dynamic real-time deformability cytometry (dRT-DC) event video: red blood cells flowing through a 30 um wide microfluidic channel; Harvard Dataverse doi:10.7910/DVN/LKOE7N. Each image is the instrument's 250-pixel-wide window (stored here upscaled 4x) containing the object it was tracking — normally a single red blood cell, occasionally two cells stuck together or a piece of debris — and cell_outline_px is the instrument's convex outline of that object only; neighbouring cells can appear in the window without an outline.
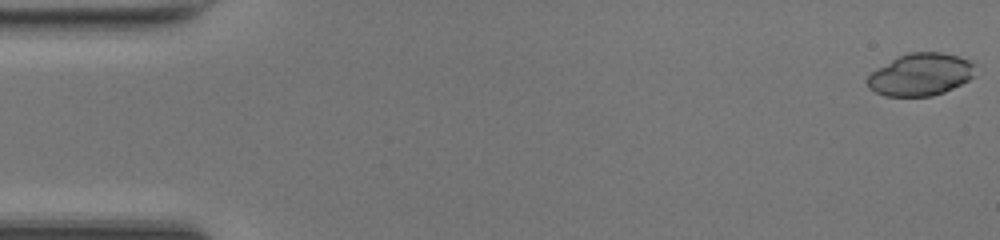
{"species": "common noctule bat (a hibernating species)", "species_latin": "Nyctalus noctula", "temperature_condition": "room temperature", "stored_images_in_passage": 49, "camera_frame_rate_fps": 3000, "um_per_image_px": 0.085, "animal": {"sex": "female", "body_mass_g": 17.0, "forearm_length_mm": 48.0}, "frame": {"image": 1, "passage_image": 1, "time_ms": 0.0, "image_size_px": [1000, 240], "cell_outline_px": [[972, 76], [968, 80], [944, 92], [932, 96], [884, 96], [868, 88], [864, 80], [876, 68], [908, 52], [940, 52], [956, 56], [968, 60], [972, 64]], "centroid_in_image_um": [78.17, 6.35], "position_along_channel_um": 6.8, "area_um2": 26.3}}